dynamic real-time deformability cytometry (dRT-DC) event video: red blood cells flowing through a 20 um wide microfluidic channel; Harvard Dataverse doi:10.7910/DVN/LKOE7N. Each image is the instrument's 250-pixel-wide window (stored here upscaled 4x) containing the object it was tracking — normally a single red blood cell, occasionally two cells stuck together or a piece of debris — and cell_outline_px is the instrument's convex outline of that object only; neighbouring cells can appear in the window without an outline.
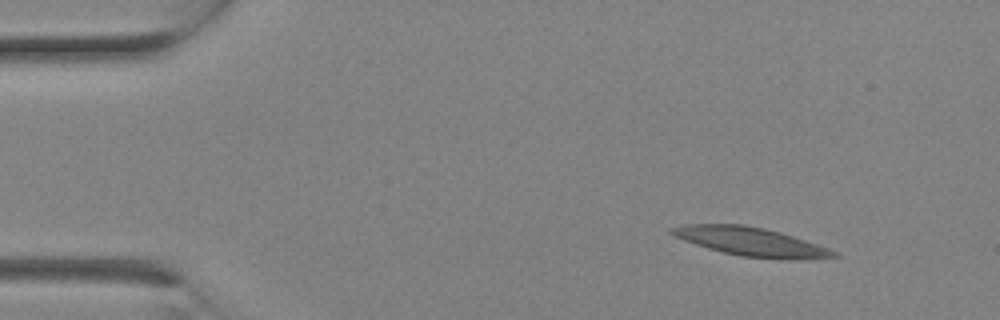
{"species": "Egyptian fruit bat (a non-hibernating species)", "species_latin": "Rousettus aegyptiacus", "temperature_condition": "room temperature", "stored_images_in_passage": 2, "camera_frame_rate_fps": 3000, "um_per_image_px": 0.085, "animal": {"sex": "female"}, "frame": {"image": 1, "passage_image": 2, "time_ms": 0.333, "image_size_px": [1000, 320], "cell_outline_px": [[840, 256], [740, 256], [708, 248], [684, 240], [668, 232], [668, 228], [684, 224], [744, 224], [764, 228], [780, 232], [840, 252]], "centroid_in_image_um": [63.63, 20.46], "position_along_channel_um": 21.4, "area_um2": 25.43}}